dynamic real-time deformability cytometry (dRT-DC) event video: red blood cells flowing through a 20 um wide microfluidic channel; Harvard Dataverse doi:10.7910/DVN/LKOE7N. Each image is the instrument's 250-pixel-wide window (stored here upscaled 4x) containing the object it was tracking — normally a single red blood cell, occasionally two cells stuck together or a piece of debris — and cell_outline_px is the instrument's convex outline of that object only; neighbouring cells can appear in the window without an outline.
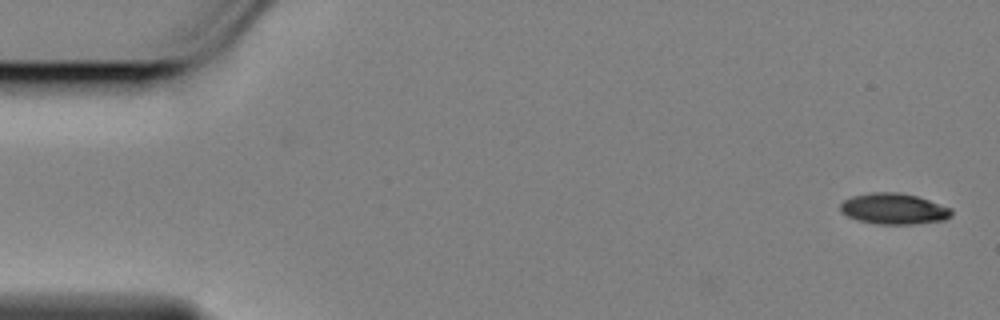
{"species": "Egyptian fruit bat (a non-hibernating species)", "species_latin": "Rousettus aegyptiacus", "temperature_condition": "cold", "stored_images_in_passage": 52, "camera_frame_rate_fps": 3000, "um_per_image_px": 0.085, "animal": {"sex": "female"}, "frame": {"image": 1, "passage_image": 1, "time_ms": 0.0, "image_size_px": [1000, 320], "cell_outline_px": [[952, 212], [944, 220], [916, 224], [876, 224], [860, 220], [848, 216], [840, 212], [840, 204], [844, 200], [852, 196], [872, 192], [896, 192], [916, 196], [952, 208]], "centroid_in_image_um": [75.95, 17.75], "position_along_channel_um": 9.1, "area_um2": 19.88}}
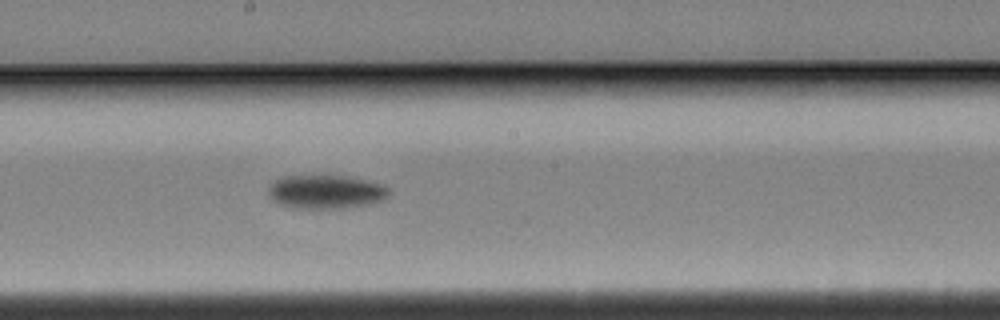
{"frame": {"image": 2, "passage_image": 30, "time_ms": 9.667, "image_size_px": [1000, 320], "cell_outline_px": [[392, 192], [384, 200], [372, 204], [352, 208], [296, 208], [280, 204], [268, 192], [268, 188], [272, 180], [284, 176], [344, 176], [368, 180], [384, 184]], "centroid_in_image_um": [27.78, 16.31], "position_along_channel_um": 220.4, "area_um2": 23.93}}
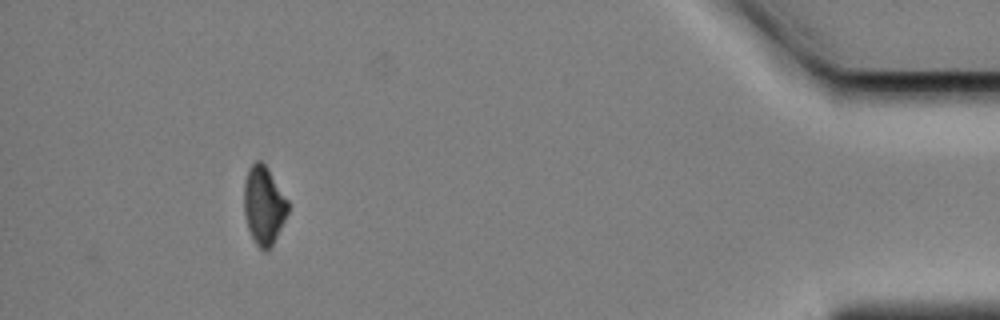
{"frame": {"image": 3, "passage_image": 52, "time_ms": 17.0, "image_size_px": [1000, 320], "cell_outline_px": [[288, 212], [272, 244], [264, 252], [256, 244], [248, 228], [244, 216], [244, 184], [248, 168], [256, 160], [260, 160], [268, 168], [288, 200]], "centroid_in_image_um": [22.4, 17.42], "position_along_channel_um": 412.8, "area_um2": 19.83}, "authors_computed_cell_mechanics": {"area_um2": 21.9929, "velocity_mm_per_s": 3.4635, "shape_relaxation_time_tau1_ms": 2.5424, "shape_relaxation_time_tau2_ms": null, "deformation_change_tau1": 0.0988, "deformation_change_tau2": null}}